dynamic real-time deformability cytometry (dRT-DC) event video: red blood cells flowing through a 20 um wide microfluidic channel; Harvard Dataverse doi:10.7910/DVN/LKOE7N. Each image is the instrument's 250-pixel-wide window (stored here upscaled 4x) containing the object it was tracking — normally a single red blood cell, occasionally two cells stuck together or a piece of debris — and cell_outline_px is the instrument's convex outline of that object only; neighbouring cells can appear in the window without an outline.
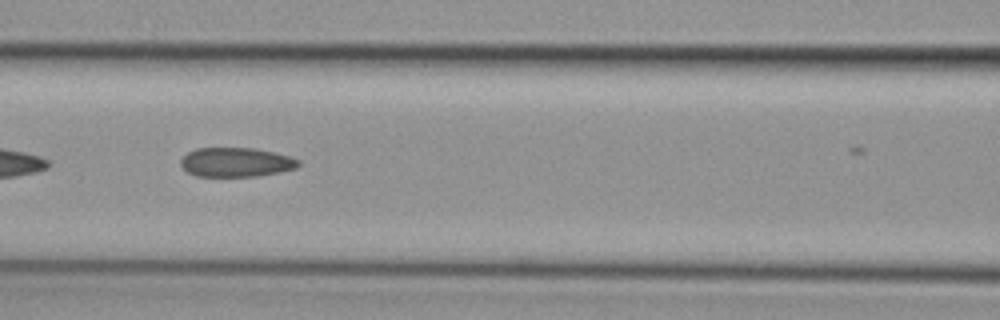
{"species": "common noctule bat (a hibernating species)", "species_latin": "Nyctalus noctula", "temperature_condition": "cold", "stored_images_in_passage": 14, "camera_frame_rate_fps": 3000, "um_per_image_px": 0.085, "animal": {"sex": "female", "body_mass_g": 29.2, "forearm_length_mm": 56.3}, "frame": {"image": 1, "passage_image": 12, "time_ms": 3.667, "image_size_px": [1000, 320], "cell_outline_px": [[300, 164], [296, 168], [280, 172], [260, 176], [196, 176], [188, 172], [180, 164], [180, 160], [188, 152], [196, 148], [252, 148], [272, 152], [288, 156], [300, 160]], "centroid_in_image_um": [20.06, 13.79], "position_along_channel_um": 146.5, "area_um2": 20.0}}